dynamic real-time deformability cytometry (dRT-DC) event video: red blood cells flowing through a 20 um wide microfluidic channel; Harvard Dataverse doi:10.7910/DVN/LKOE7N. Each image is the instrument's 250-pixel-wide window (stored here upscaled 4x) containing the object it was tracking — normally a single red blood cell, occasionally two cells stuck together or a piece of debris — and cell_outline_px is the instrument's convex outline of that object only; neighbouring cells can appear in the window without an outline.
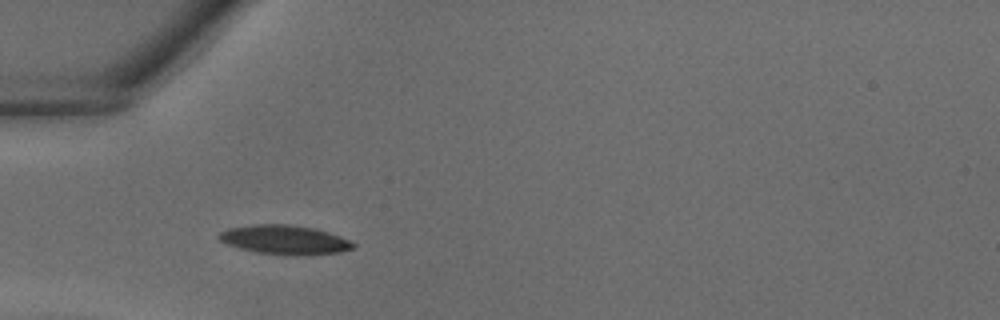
{"species": "common noctule bat (a hibernating species)", "species_latin": "Nyctalus noctula", "temperature_condition": "warm", "stored_images_in_passage": 27, "camera_frame_rate_fps": 3000, "um_per_image_px": 0.085, "animal": {"sex": "male", "body_mass_g": 18.8}, "frame": {"image": 1, "passage_image": 1, "time_ms": 0.0, "image_size_px": [1000, 320], "cell_outline_px": [[356, 244], [352, 248], [340, 252], [308, 256], [296, 256], [256, 252], [240, 248], [228, 244], [220, 240], [216, 236], [220, 232], [228, 228], [252, 224], [288, 224], [316, 228], [340, 236]], "centroid_in_image_um": [24.2, 20.38], "position_along_channel_um": 60.8, "area_um2": 23.0}}
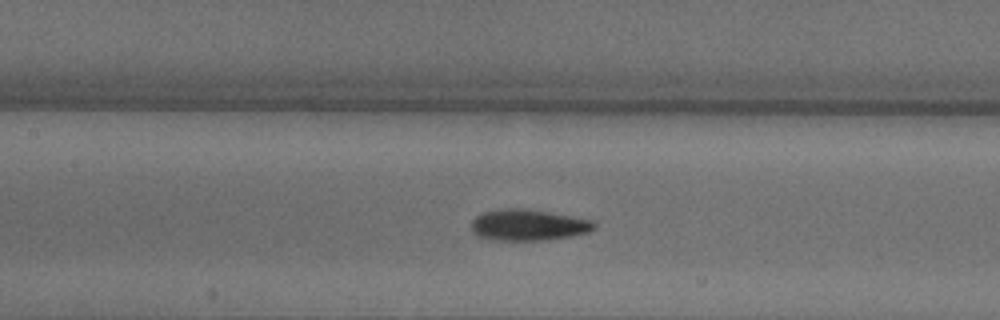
{"frame": {"image": 2, "passage_image": 7, "time_ms": 2.0, "image_size_px": [1000, 320], "cell_outline_px": [[596, 228], [588, 232], [548, 240], [488, 240], [476, 236], [472, 232], [472, 220], [480, 212], [496, 208], [516, 208], [548, 212], [592, 220], [596, 224]], "centroid_in_image_um": [44.83, 19.12], "position_along_channel_um": 162.6, "area_um2": 22.48}}
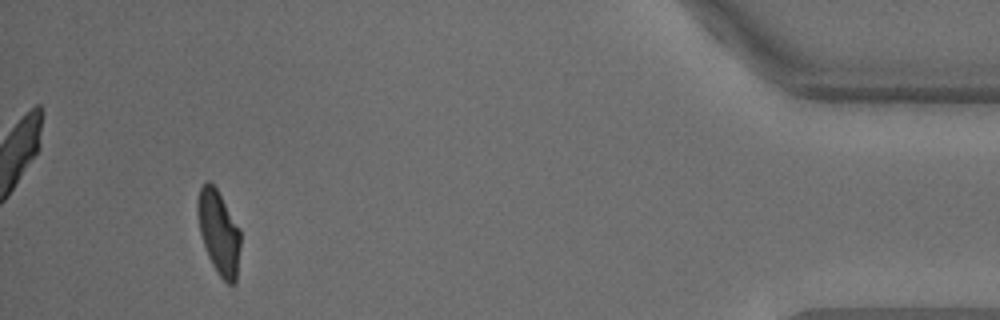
{"frame": {"image": 3, "passage_image": 25, "time_ms": 8.0, "image_size_px": [1000, 320], "cell_outline_px": [[240, 248], [236, 280], [232, 284], [228, 284], [216, 272], [208, 256], [200, 232], [196, 212], [196, 200], [200, 188], [208, 180], [216, 188], [240, 228]], "centroid_in_image_um": [18.58, 19.74], "position_along_channel_um": 416.6, "area_um2": 20.92}}